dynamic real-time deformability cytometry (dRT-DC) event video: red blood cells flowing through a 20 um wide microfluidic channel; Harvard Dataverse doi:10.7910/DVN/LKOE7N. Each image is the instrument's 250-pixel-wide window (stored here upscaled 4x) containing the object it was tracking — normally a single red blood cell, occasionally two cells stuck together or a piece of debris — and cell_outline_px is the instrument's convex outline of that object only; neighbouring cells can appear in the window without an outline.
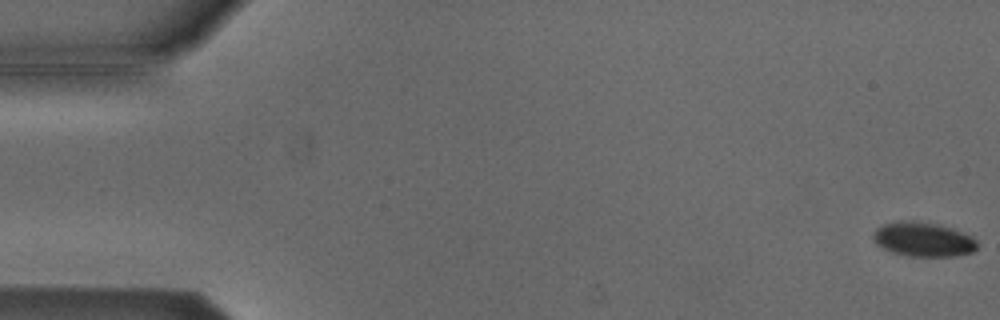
{"species": "Egyptian fruit bat (a non-hibernating species)", "species_latin": "Rousettus aegyptiacus", "temperature_condition": "cold", "stored_images_in_passage": 5, "camera_frame_rate_fps": 3000, "um_per_image_px": 0.085, "animal": {"sex": "male"}, "frame": {"image": 1, "passage_image": 1, "time_ms": 0.0, "image_size_px": [1000, 320], "cell_outline_px": [[976, 248], [972, 252], [956, 256], [908, 256], [892, 252], [876, 244], [872, 240], [872, 232], [876, 228], [884, 224], [900, 220], [912, 220], [936, 224], [952, 228], [972, 236], [976, 240]], "centroid_in_image_um": [78.44, 20.34], "position_along_channel_um": 6.6, "area_um2": 20.92}}